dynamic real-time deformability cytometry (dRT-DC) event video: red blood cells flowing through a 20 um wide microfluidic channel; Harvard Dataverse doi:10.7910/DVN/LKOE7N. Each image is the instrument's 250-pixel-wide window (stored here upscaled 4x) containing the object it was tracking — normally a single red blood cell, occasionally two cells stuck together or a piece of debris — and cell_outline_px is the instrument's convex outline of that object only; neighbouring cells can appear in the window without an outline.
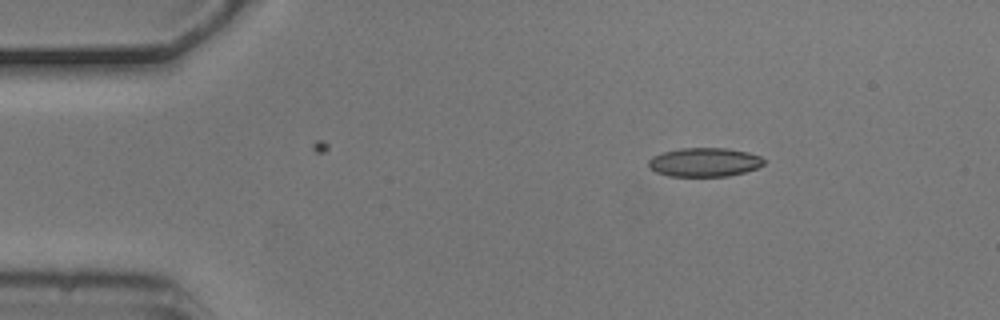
{"species": "common noctule bat (a hibernating species)", "species_latin": "Nyctalus noctula", "temperature_condition": "cold", "stored_images_in_passage": 3, "camera_frame_rate_fps": 3000, "um_per_image_px": 0.085, "animal": {"sex": "male", "body_mass_g": 20.5, "forearm_length_mm": 52.5}, "frame": {"image": 1, "passage_image": 1, "time_ms": 0.0, "image_size_px": [1000, 320], "cell_outline_px": [[764, 164], [756, 168], [744, 172], [728, 176], [668, 176], [656, 172], [648, 168], [648, 160], [652, 156], [664, 152], [680, 148], [728, 148], [748, 152], [760, 156], [764, 160]], "centroid_in_image_um": [59.85, 13.78], "position_along_channel_um": 25.2, "area_um2": 19.48}}